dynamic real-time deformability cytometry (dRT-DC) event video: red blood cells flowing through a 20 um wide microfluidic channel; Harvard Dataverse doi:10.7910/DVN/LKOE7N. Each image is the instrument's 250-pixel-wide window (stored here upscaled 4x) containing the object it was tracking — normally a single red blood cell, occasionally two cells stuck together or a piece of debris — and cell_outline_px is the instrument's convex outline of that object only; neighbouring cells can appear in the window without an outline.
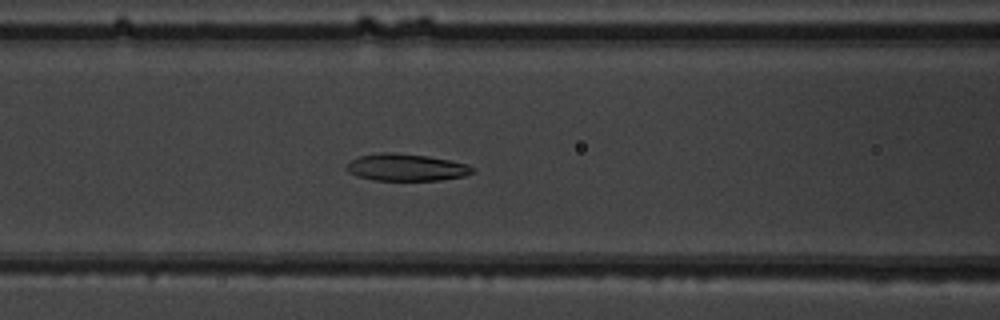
{"species": "common noctule bat (a hibernating species)", "species_latin": "Nyctalus noctula", "temperature_condition": "warm", "stored_images_in_passage": 27, "camera_frame_rate_fps": 3000, "um_per_image_px": 0.085, "animal": {"sex": "male", "body_mass_g": 19.5, "forearm_length_mm": 54.6}, "frame": {"image": 1, "passage_image": 11, "time_ms": 3.333, "image_size_px": [1000, 320], "cell_outline_px": [[476, 168], [472, 172], [464, 176], [440, 180], [376, 180], [356, 176], [348, 172], [344, 168], [352, 160], [360, 156], [380, 152], [396, 152], [428, 156], [468, 164]], "centroid_in_image_um": [34.52, 14.22], "position_along_channel_um": 132.1, "area_um2": 19.88}}
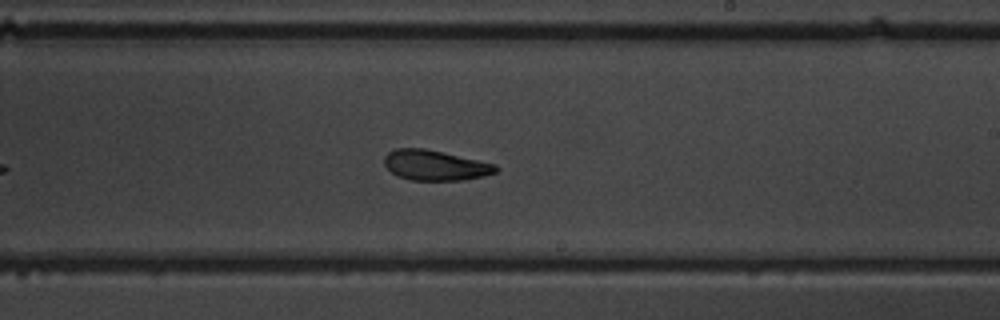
{"frame": {"image": 2, "passage_image": 20, "time_ms": 6.333, "image_size_px": [1000, 320], "cell_outline_px": [[500, 168], [496, 172], [484, 176], [464, 180], [412, 180], [396, 176], [384, 164], [384, 156], [388, 152], [396, 148], [424, 148], [496, 164]], "centroid_in_image_um": [36.99, 14.05], "position_along_channel_um": 252.0, "area_um2": 19.65}}
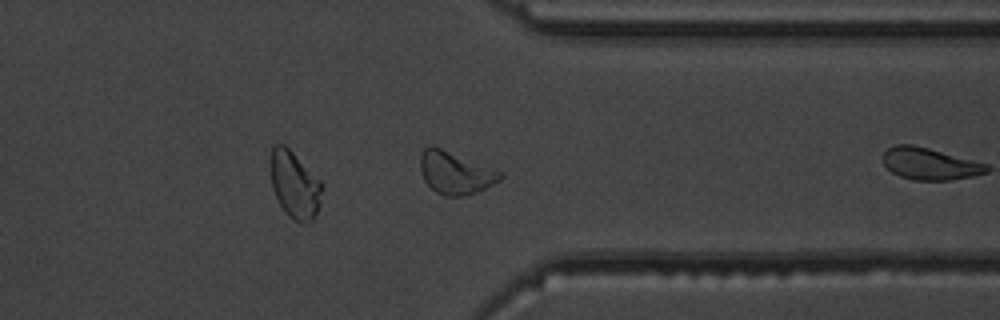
{"frame": {"image": 3, "passage_image": 26, "time_ms": 8.333, "image_size_px": [1000, 320], "cell_outline_px": [[504, 176], [500, 180], [476, 192], [464, 196], [444, 196], [436, 192], [424, 180], [420, 168], [420, 156], [424, 148], [440, 148], [504, 172]], "centroid_in_image_um": [38.72, 14.71], "position_along_channel_um": 372.7, "area_um2": 19.42}}